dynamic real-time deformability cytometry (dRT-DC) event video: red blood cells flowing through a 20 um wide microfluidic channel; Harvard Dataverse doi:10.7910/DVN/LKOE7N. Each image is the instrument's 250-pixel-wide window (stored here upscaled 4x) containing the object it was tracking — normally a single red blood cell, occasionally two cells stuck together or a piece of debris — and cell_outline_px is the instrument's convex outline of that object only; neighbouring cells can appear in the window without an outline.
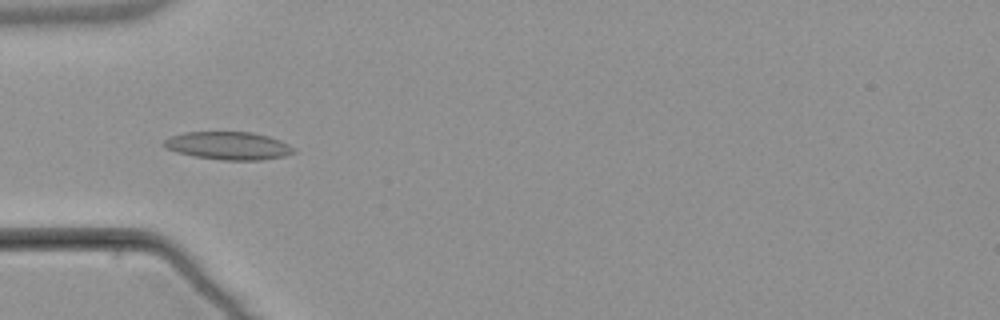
{"species": "common noctule bat (a hibernating species)", "species_latin": "Nyctalus noctula", "temperature_condition": "warm", "stored_images_in_passage": 4, "camera_frame_rate_fps": 3000, "um_per_image_px": 0.085, "animal": {"sex": "male", "body_mass_g": 21.5, "forearm_length_mm": 52.0}, "frame": {"image": 1, "passage_image": 4, "time_ms": 3.667, "image_size_px": [1000, 320], "cell_outline_px": [[296, 152], [284, 156], [260, 160], [224, 160], [192, 156], [176, 152], [164, 148], [160, 144], [164, 140], [172, 136], [184, 132], [252, 132], [268, 136], [280, 140], [296, 148]], "centroid_in_image_um": [19.39, 12.39], "position_along_channel_um": 65.6, "area_um2": 21.27}}